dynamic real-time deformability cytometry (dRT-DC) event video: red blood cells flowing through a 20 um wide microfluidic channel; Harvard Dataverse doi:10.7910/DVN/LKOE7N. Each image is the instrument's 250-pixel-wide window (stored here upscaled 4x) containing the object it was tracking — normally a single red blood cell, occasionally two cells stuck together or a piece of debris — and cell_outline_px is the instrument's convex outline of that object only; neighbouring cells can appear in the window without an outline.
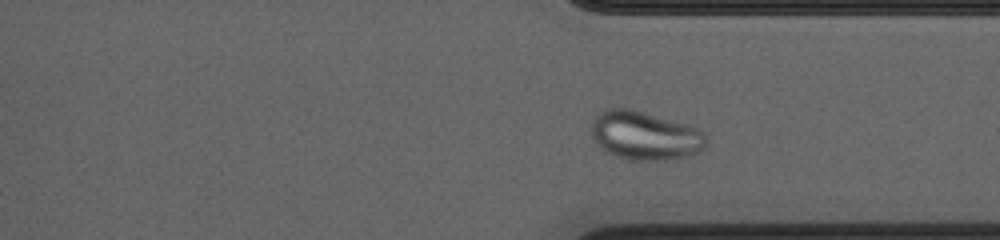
{"species": "common noctule bat (a hibernating species)", "species_latin": "Nyctalus noctula", "temperature_condition": "cold", "stored_images_in_passage": 52, "camera_frame_rate_fps": 3000, "um_per_image_px": 0.085, "animal": {"sex": "female", "body_mass_g": 23.0, "forearm_length_mm": 53.4}, "frame": {"image": 1, "passage_image": 37, "time_ms": 12.0, "image_size_px": [1000, 240], "cell_outline_px": [[708, 136], [700, 152], [692, 156], [664, 160], [628, 160], [604, 152], [596, 144], [592, 136], [592, 120], [600, 112], [608, 108], [628, 108], [692, 124], [700, 128]], "centroid_in_image_um": [54.85, 11.53], "position_along_channel_um": 356.5, "area_um2": 33.23}}